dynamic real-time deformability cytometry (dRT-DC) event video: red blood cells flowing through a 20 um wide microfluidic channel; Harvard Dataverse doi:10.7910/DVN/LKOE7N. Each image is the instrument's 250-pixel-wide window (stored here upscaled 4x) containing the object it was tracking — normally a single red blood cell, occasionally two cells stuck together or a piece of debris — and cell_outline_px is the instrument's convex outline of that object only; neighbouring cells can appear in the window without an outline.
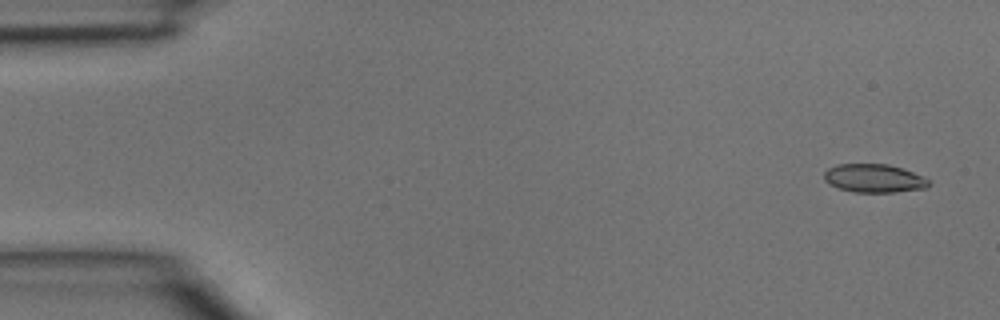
{"species": "common noctule bat (a hibernating species)", "species_latin": "Nyctalus noctula", "temperature_condition": "room temperature", "stored_images_in_passage": 3, "camera_frame_rate_fps": 3000, "um_per_image_px": 0.085, "animal": {"sex": "male", "body_mass_g": 15.6}, "frame": {"image": 1, "passage_image": 1, "time_ms": 0.0, "image_size_px": [1000, 320], "cell_outline_px": [[932, 184], [928, 188], [896, 192], [852, 192], [828, 184], [824, 180], [824, 172], [828, 168], [836, 164], [888, 164], [904, 168], [924, 176]], "centroid_in_image_um": [74.32, 15.15], "position_along_channel_um": 10.7, "area_um2": 17.63}}